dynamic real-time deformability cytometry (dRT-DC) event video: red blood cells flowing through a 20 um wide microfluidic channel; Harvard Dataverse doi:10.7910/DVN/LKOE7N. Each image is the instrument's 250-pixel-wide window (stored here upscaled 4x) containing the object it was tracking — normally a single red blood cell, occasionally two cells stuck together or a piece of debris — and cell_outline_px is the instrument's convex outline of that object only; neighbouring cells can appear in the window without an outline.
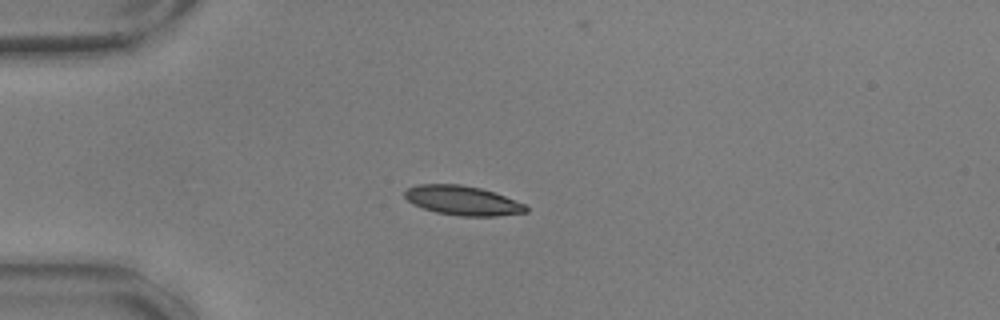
{"species": "common noctule bat (a hibernating species)", "species_latin": "Nyctalus noctula", "temperature_condition": "warm", "stored_images_in_passage": 42, "camera_frame_rate_fps": 3000, "um_per_image_px": 0.085, "animal": {"sex": "male", "body_mass_g": 17.9, "forearm_length_mm": 54.2}, "frame": {"image": 1, "passage_image": 1, "time_ms": 0.0, "image_size_px": [1000, 320], "cell_outline_px": [[528, 212], [496, 216], [460, 216], [436, 212], [412, 204], [404, 196], [404, 192], [408, 188], [416, 184], [460, 184], [480, 188], [504, 196], [524, 204], [528, 208]], "centroid_in_image_um": [39.3, 17.04], "position_along_channel_um": 45.7, "area_um2": 20.63}}
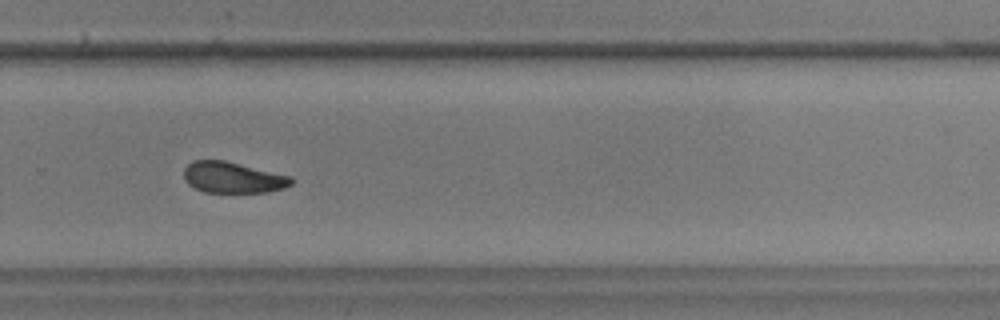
{"frame": {"image": 2, "passage_image": 25, "time_ms": 8.0, "image_size_px": [1000, 320], "cell_outline_px": [[292, 184], [284, 188], [264, 192], [204, 192], [188, 184], [184, 180], [184, 168], [192, 160], [224, 160], [292, 176]], "centroid_in_image_um": [19.77, 15.08], "position_along_channel_um": 310.0, "area_um2": 19.42}}
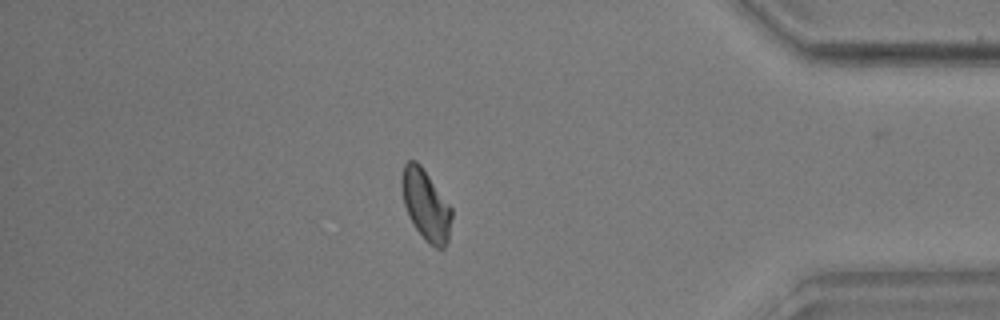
{"frame": {"image": 3, "passage_image": 35, "time_ms": 11.333, "image_size_px": [1000, 320], "cell_outline_px": [[452, 216], [448, 240], [444, 248], [436, 248], [428, 244], [424, 240], [408, 216], [404, 204], [400, 188], [400, 176], [404, 164], [408, 160], [416, 160], [420, 164], [452, 208]], "centroid_in_image_um": [36.17, 17.41], "position_along_channel_um": 399.0, "area_um2": 20.75}, "authors_computed_cell_mechanics": {"area_um2": 20.3167, "velocity_mm_per_s": 3.5793, "shape_relaxation_time_tau1_ms": null, "shape_relaxation_time_tau2_ms": 3.251, "deformation_change_tau1": null, "deformation_change_tau2": 0.0807}}